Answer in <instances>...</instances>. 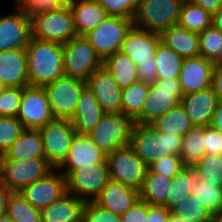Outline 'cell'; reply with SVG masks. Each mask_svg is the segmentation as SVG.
<instances>
[{
    "instance_id": "obj_5",
    "label": "cell",
    "mask_w": 222,
    "mask_h": 222,
    "mask_svg": "<svg viewBox=\"0 0 222 222\" xmlns=\"http://www.w3.org/2000/svg\"><path fill=\"white\" fill-rule=\"evenodd\" d=\"M134 120L122 113H105L87 134L106 156L114 150L129 146Z\"/></svg>"
},
{
    "instance_id": "obj_23",
    "label": "cell",
    "mask_w": 222,
    "mask_h": 222,
    "mask_svg": "<svg viewBox=\"0 0 222 222\" xmlns=\"http://www.w3.org/2000/svg\"><path fill=\"white\" fill-rule=\"evenodd\" d=\"M139 199V190L110 180L94 201L103 208L122 215Z\"/></svg>"
},
{
    "instance_id": "obj_10",
    "label": "cell",
    "mask_w": 222,
    "mask_h": 222,
    "mask_svg": "<svg viewBox=\"0 0 222 222\" xmlns=\"http://www.w3.org/2000/svg\"><path fill=\"white\" fill-rule=\"evenodd\" d=\"M110 180L137 190L142 188L148 166L129 145L114 150L106 156Z\"/></svg>"
},
{
    "instance_id": "obj_9",
    "label": "cell",
    "mask_w": 222,
    "mask_h": 222,
    "mask_svg": "<svg viewBox=\"0 0 222 222\" xmlns=\"http://www.w3.org/2000/svg\"><path fill=\"white\" fill-rule=\"evenodd\" d=\"M64 75L87 80L103 61L85 36H75L63 45Z\"/></svg>"
},
{
    "instance_id": "obj_50",
    "label": "cell",
    "mask_w": 222,
    "mask_h": 222,
    "mask_svg": "<svg viewBox=\"0 0 222 222\" xmlns=\"http://www.w3.org/2000/svg\"><path fill=\"white\" fill-rule=\"evenodd\" d=\"M137 66L138 80L147 84H154L157 80L156 61L141 62Z\"/></svg>"
},
{
    "instance_id": "obj_17",
    "label": "cell",
    "mask_w": 222,
    "mask_h": 222,
    "mask_svg": "<svg viewBox=\"0 0 222 222\" xmlns=\"http://www.w3.org/2000/svg\"><path fill=\"white\" fill-rule=\"evenodd\" d=\"M86 86L105 113H122V89L105 66L101 65L89 76Z\"/></svg>"
},
{
    "instance_id": "obj_33",
    "label": "cell",
    "mask_w": 222,
    "mask_h": 222,
    "mask_svg": "<svg viewBox=\"0 0 222 222\" xmlns=\"http://www.w3.org/2000/svg\"><path fill=\"white\" fill-rule=\"evenodd\" d=\"M150 125L157 131L174 133L181 136H184L189 130L194 128V125L181 105L156 118Z\"/></svg>"
},
{
    "instance_id": "obj_28",
    "label": "cell",
    "mask_w": 222,
    "mask_h": 222,
    "mask_svg": "<svg viewBox=\"0 0 222 222\" xmlns=\"http://www.w3.org/2000/svg\"><path fill=\"white\" fill-rule=\"evenodd\" d=\"M4 156L10 160L45 159L42 138L38 130L25 129Z\"/></svg>"
},
{
    "instance_id": "obj_1",
    "label": "cell",
    "mask_w": 222,
    "mask_h": 222,
    "mask_svg": "<svg viewBox=\"0 0 222 222\" xmlns=\"http://www.w3.org/2000/svg\"><path fill=\"white\" fill-rule=\"evenodd\" d=\"M26 51L28 86L44 87L64 76L63 44L31 37Z\"/></svg>"
},
{
    "instance_id": "obj_53",
    "label": "cell",
    "mask_w": 222,
    "mask_h": 222,
    "mask_svg": "<svg viewBox=\"0 0 222 222\" xmlns=\"http://www.w3.org/2000/svg\"><path fill=\"white\" fill-rule=\"evenodd\" d=\"M193 4L200 6L211 15L217 13L222 8V0H189Z\"/></svg>"
},
{
    "instance_id": "obj_14",
    "label": "cell",
    "mask_w": 222,
    "mask_h": 222,
    "mask_svg": "<svg viewBox=\"0 0 222 222\" xmlns=\"http://www.w3.org/2000/svg\"><path fill=\"white\" fill-rule=\"evenodd\" d=\"M17 119L25 129L39 130L54 119L43 87L26 86Z\"/></svg>"
},
{
    "instance_id": "obj_59",
    "label": "cell",
    "mask_w": 222,
    "mask_h": 222,
    "mask_svg": "<svg viewBox=\"0 0 222 222\" xmlns=\"http://www.w3.org/2000/svg\"><path fill=\"white\" fill-rule=\"evenodd\" d=\"M0 222H14L7 214L0 217Z\"/></svg>"
},
{
    "instance_id": "obj_54",
    "label": "cell",
    "mask_w": 222,
    "mask_h": 222,
    "mask_svg": "<svg viewBox=\"0 0 222 222\" xmlns=\"http://www.w3.org/2000/svg\"><path fill=\"white\" fill-rule=\"evenodd\" d=\"M210 126L222 133V100H219L217 103V107L213 113Z\"/></svg>"
},
{
    "instance_id": "obj_61",
    "label": "cell",
    "mask_w": 222,
    "mask_h": 222,
    "mask_svg": "<svg viewBox=\"0 0 222 222\" xmlns=\"http://www.w3.org/2000/svg\"><path fill=\"white\" fill-rule=\"evenodd\" d=\"M4 87L2 86V84L0 83V92L2 91Z\"/></svg>"
},
{
    "instance_id": "obj_37",
    "label": "cell",
    "mask_w": 222,
    "mask_h": 222,
    "mask_svg": "<svg viewBox=\"0 0 222 222\" xmlns=\"http://www.w3.org/2000/svg\"><path fill=\"white\" fill-rule=\"evenodd\" d=\"M170 213L184 217L188 222H217L212 213L193 195H188L182 203H177Z\"/></svg>"
},
{
    "instance_id": "obj_21",
    "label": "cell",
    "mask_w": 222,
    "mask_h": 222,
    "mask_svg": "<svg viewBox=\"0 0 222 222\" xmlns=\"http://www.w3.org/2000/svg\"><path fill=\"white\" fill-rule=\"evenodd\" d=\"M218 101V97L209 87L205 90L184 94L180 105L194 127H207L211 123Z\"/></svg>"
},
{
    "instance_id": "obj_2",
    "label": "cell",
    "mask_w": 222,
    "mask_h": 222,
    "mask_svg": "<svg viewBox=\"0 0 222 222\" xmlns=\"http://www.w3.org/2000/svg\"><path fill=\"white\" fill-rule=\"evenodd\" d=\"M183 136L155 130L150 124L133 125L130 146L149 167L160 157L180 156Z\"/></svg>"
},
{
    "instance_id": "obj_49",
    "label": "cell",
    "mask_w": 222,
    "mask_h": 222,
    "mask_svg": "<svg viewBox=\"0 0 222 222\" xmlns=\"http://www.w3.org/2000/svg\"><path fill=\"white\" fill-rule=\"evenodd\" d=\"M120 217L121 222H144L148 217V203L139 199Z\"/></svg>"
},
{
    "instance_id": "obj_45",
    "label": "cell",
    "mask_w": 222,
    "mask_h": 222,
    "mask_svg": "<svg viewBox=\"0 0 222 222\" xmlns=\"http://www.w3.org/2000/svg\"><path fill=\"white\" fill-rule=\"evenodd\" d=\"M111 16L133 19L140 0H96Z\"/></svg>"
},
{
    "instance_id": "obj_13",
    "label": "cell",
    "mask_w": 222,
    "mask_h": 222,
    "mask_svg": "<svg viewBox=\"0 0 222 222\" xmlns=\"http://www.w3.org/2000/svg\"><path fill=\"white\" fill-rule=\"evenodd\" d=\"M38 131L42 138L45 159L53 168H58L67 158L76 133L70 119L54 118Z\"/></svg>"
},
{
    "instance_id": "obj_19",
    "label": "cell",
    "mask_w": 222,
    "mask_h": 222,
    "mask_svg": "<svg viewBox=\"0 0 222 222\" xmlns=\"http://www.w3.org/2000/svg\"><path fill=\"white\" fill-rule=\"evenodd\" d=\"M214 64L203 56L184 59L179 83L182 94H190L211 87Z\"/></svg>"
},
{
    "instance_id": "obj_29",
    "label": "cell",
    "mask_w": 222,
    "mask_h": 222,
    "mask_svg": "<svg viewBox=\"0 0 222 222\" xmlns=\"http://www.w3.org/2000/svg\"><path fill=\"white\" fill-rule=\"evenodd\" d=\"M200 179V171L194 166H184L171 181L170 191L166 202L162 205L169 211L179 202H183L185 197L191 195V189L197 186Z\"/></svg>"
},
{
    "instance_id": "obj_38",
    "label": "cell",
    "mask_w": 222,
    "mask_h": 222,
    "mask_svg": "<svg viewBox=\"0 0 222 222\" xmlns=\"http://www.w3.org/2000/svg\"><path fill=\"white\" fill-rule=\"evenodd\" d=\"M6 214L14 222H41L40 210L28 203L19 191L10 193Z\"/></svg>"
},
{
    "instance_id": "obj_8",
    "label": "cell",
    "mask_w": 222,
    "mask_h": 222,
    "mask_svg": "<svg viewBox=\"0 0 222 222\" xmlns=\"http://www.w3.org/2000/svg\"><path fill=\"white\" fill-rule=\"evenodd\" d=\"M54 168L46 159L10 160L4 155L0 159V182L11 192L40 180Z\"/></svg>"
},
{
    "instance_id": "obj_32",
    "label": "cell",
    "mask_w": 222,
    "mask_h": 222,
    "mask_svg": "<svg viewBox=\"0 0 222 222\" xmlns=\"http://www.w3.org/2000/svg\"><path fill=\"white\" fill-rule=\"evenodd\" d=\"M154 57L157 68V79L179 78L184 58L161 40L156 47Z\"/></svg>"
},
{
    "instance_id": "obj_15",
    "label": "cell",
    "mask_w": 222,
    "mask_h": 222,
    "mask_svg": "<svg viewBox=\"0 0 222 222\" xmlns=\"http://www.w3.org/2000/svg\"><path fill=\"white\" fill-rule=\"evenodd\" d=\"M19 193L34 208L40 210L67 193L66 177L54 168L45 177L23 187Z\"/></svg>"
},
{
    "instance_id": "obj_36",
    "label": "cell",
    "mask_w": 222,
    "mask_h": 222,
    "mask_svg": "<svg viewBox=\"0 0 222 222\" xmlns=\"http://www.w3.org/2000/svg\"><path fill=\"white\" fill-rule=\"evenodd\" d=\"M149 88L150 84L140 81L122 88V114L134 120L142 111L144 101L148 96Z\"/></svg>"
},
{
    "instance_id": "obj_34",
    "label": "cell",
    "mask_w": 222,
    "mask_h": 222,
    "mask_svg": "<svg viewBox=\"0 0 222 222\" xmlns=\"http://www.w3.org/2000/svg\"><path fill=\"white\" fill-rule=\"evenodd\" d=\"M177 25L199 34L212 25V15L189 0H184Z\"/></svg>"
},
{
    "instance_id": "obj_25",
    "label": "cell",
    "mask_w": 222,
    "mask_h": 222,
    "mask_svg": "<svg viewBox=\"0 0 222 222\" xmlns=\"http://www.w3.org/2000/svg\"><path fill=\"white\" fill-rule=\"evenodd\" d=\"M104 114L105 112L98 104L94 94L86 86L70 122L77 134L87 135L99 123Z\"/></svg>"
},
{
    "instance_id": "obj_48",
    "label": "cell",
    "mask_w": 222,
    "mask_h": 222,
    "mask_svg": "<svg viewBox=\"0 0 222 222\" xmlns=\"http://www.w3.org/2000/svg\"><path fill=\"white\" fill-rule=\"evenodd\" d=\"M205 155H222V133L212 126L204 127Z\"/></svg>"
},
{
    "instance_id": "obj_42",
    "label": "cell",
    "mask_w": 222,
    "mask_h": 222,
    "mask_svg": "<svg viewBox=\"0 0 222 222\" xmlns=\"http://www.w3.org/2000/svg\"><path fill=\"white\" fill-rule=\"evenodd\" d=\"M200 56L213 61L222 47V32L210 25L199 33Z\"/></svg>"
},
{
    "instance_id": "obj_12",
    "label": "cell",
    "mask_w": 222,
    "mask_h": 222,
    "mask_svg": "<svg viewBox=\"0 0 222 222\" xmlns=\"http://www.w3.org/2000/svg\"><path fill=\"white\" fill-rule=\"evenodd\" d=\"M110 181L107 160L83 166L66 177L67 192L83 201H94Z\"/></svg>"
},
{
    "instance_id": "obj_47",
    "label": "cell",
    "mask_w": 222,
    "mask_h": 222,
    "mask_svg": "<svg viewBox=\"0 0 222 222\" xmlns=\"http://www.w3.org/2000/svg\"><path fill=\"white\" fill-rule=\"evenodd\" d=\"M15 2L17 7L33 14L44 10L57 9L68 3V0H15Z\"/></svg>"
},
{
    "instance_id": "obj_46",
    "label": "cell",
    "mask_w": 222,
    "mask_h": 222,
    "mask_svg": "<svg viewBox=\"0 0 222 222\" xmlns=\"http://www.w3.org/2000/svg\"><path fill=\"white\" fill-rule=\"evenodd\" d=\"M184 165L180 156L167 155L160 157L148 168L155 173L162 174L168 178H173L177 173L183 169Z\"/></svg>"
},
{
    "instance_id": "obj_51",
    "label": "cell",
    "mask_w": 222,
    "mask_h": 222,
    "mask_svg": "<svg viewBox=\"0 0 222 222\" xmlns=\"http://www.w3.org/2000/svg\"><path fill=\"white\" fill-rule=\"evenodd\" d=\"M170 214L164 206L148 204V217L144 222H168Z\"/></svg>"
},
{
    "instance_id": "obj_18",
    "label": "cell",
    "mask_w": 222,
    "mask_h": 222,
    "mask_svg": "<svg viewBox=\"0 0 222 222\" xmlns=\"http://www.w3.org/2000/svg\"><path fill=\"white\" fill-rule=\"evenodd\" d=\"M106 160V155L86 134L75 133L67 158L57 168L65 177L72 171Z\"/></svg>"
},
{
    "instance_id": "obj_3",
    "label": "cell",
    "mask_w": 222,
    "mask_h": 222,
    "mask_svg": "<svg viewBox=\"0 0 222 222\" xmlns=\"http://www.w3.org/2000/svg\"><path fill=\"white\" fill-rule=\"evenodd\" d=\"M29 15L31 18V37L34 39L64 45L77 36L68 3L57 9L44 10Z\"/></svg>"
},
{
    "instance_id": "obj_20",
    "label": "cell",
    "mask_w": 222,
    "mask_h": 222,
    "mask_svg": "<svg viewBox=\"0 0 222 222\" xmlns=\"http://www.w3.org/2000/svg\"><path fill=\"white\" fill-rule=\"evenodd\" d=\"M160 40V34L133 26L127 33L120 51L127 55L135 65L155 61L154 54Z\"/></svg>"
},
{
    "instance_id": "obj_27",
    "label": "cell",
    "mask_w": 222,
    "mask_h": 222,
    "mask_svg": "<svg viewBox=\"0 0 222 222\" xmlns=\"http://www.w3.org/2000/svg\"><path fill=\"white\" fill-rule=\"evenodd\" d=\"M160 37L163 43L184 59L200 56L198 33L176 25L164 30Z\"/></svg>"
},
{
    "instance_id": "obj_39",
    "label": "cell",
    "mask_w": 222,
    "mask_h": 222,
    "mask_svg": "<svg viewBox=\"0 0 222 222\" xmlns=\"http://www.w3.org/2000/svg\"><path fill=\"white\" fill-rule=\"evenodd\" d=\"M191 195L197 197L212 215L217 218L222 211V187L208 184L199 179L197 186L191 189Z\"/></svg>"
},
{
    "instance_id": "obj_16",
    "label": "cell",
    "mask_w": 222,
    "mask_h": 222,
    "mask_svg": "<svg viewBox=\"0 0 222 222\" xmlns=\"http://www.w3.org/2000/svg\"><path fill=\"white\" fill-rule=\"evenodd\" d=\"M0 16V51L26 48L31 38V18L20 7Z\"/></svg>"
},
{
    "instance_id": "obj_43",
    "label": "cell",
    "mask_w": 222,
    "mask_h": 222,
    "mask_svg": "<svg viewBox=\"0 0 222 222\" xmlns=\"http://www.w3.org/2000/svg\"><path fill=\"white\" fill-rule=\"evenodd\" d=\"M21 87H4L0 92V116L16 117L23 94Z\"/></svg>"
},
{
    "instance_id": "obj_41",
    "label": "cell",
    "mask_w": 222,
    "mask_h": 222,
    "mask_svg": "<svg viewBox=\"0 0 222 222\" xmlns=\"http://www.w3.org/2000/svg\"><path fill=\"white\" fill-rule=\"evenodd\" d=\"M25 130L24 126L12 116H0V154L4 155L10 146Z\"/></svg>"
},
{
    "instance_id": "obj_56",
    "label": "cell",
    "mask_w": 222,
    "mask_h": 222,
    "mask_svg": "<svg viewBox=\"0 0 222 222\" xmlns=\"http://www.w3.org/2000/svg\"><path fill=\"white\" fill-rule=\"evenodd\" d=\"M212 25L222 32V8L212 15Z\"/></svg>"
},
{
    "instance_id": "obj_7",
    "label": "cell",
    "mask_w": 222,
    "mask_h": 222,
    "mask_svg": "<svg viewBox=\"0 0 222 222\" xmlns=\"http://www.w3.org/2000/svg\"><path fill=\"white\" fill-rule=\"evenodd\" d=\"M133 26L132 19L108 15L84 36L94 47L99 58L104 61L108 56L121 50L122 43Z\"/></svg>"
},
{
    "instance_id": "obj_58",
    "label": "cell",
    "mask_w": 222,
    "mask_h": 222,
    "mask_svg": "<svg viewBox=\"0 0 222 222\" xmlns=\"http://www.w3.org/2000/svg\"><path fill=\"white\" fill-rule=\"evenodd\" d=\"M212 62L214 66H222V47L219 51L218 56Z\"/></svg>"
},
{
    "instance_id": "obj_44",
    "label": "cell",
    "mask_w": 222,
    "mask_h": 222,
    "mask_svg": "<svg viewBox=\"0 0 222 222\" xmlns=\"http://www.w3.org/2000/svg\"><path fill=\"white\" fill-rule=\"evenodd\" d=\"M82 220L83 222H121V217L95 201H87L84 205Z\"/></svg>"
},
{
    "instance_id": "obj_4",
    "label": "cell",
    "mask_w": 222,
    "mask_h": 222,
    "mask_svg": "<svg viewBox=\"0 0 222 222\" xmlns=\"http://www.w3.org/2000/svg\"><path fill=\"white\" fill-rule=\"evenodd\" d=\"M184 0H140L133 25L141 30L161 34L176 26Z\"/></svg>"
},
{
    "instance_id": "obj_6",
    "label": "cell",
    "mask_w": 222,
    "mask_h": 222,
    "mask_svg": "<svg viewBox=\"0 0 222 222\" xmlns=\"http://www.w3.org/2000/svg\"><path fill=\"white\" fill-rule=\"evenodd\" d=\"M182 97L179 78L157 79L154 84H150L142 111L134 122L150 124L156 118L179 106Z\"/></svg>"
},
{
    "instance_id": "obj_30",
    "label": "cell",
    "mask_w": 222,
    "mask_h": 222,
    "mask_svg": "<svg viewBox=\"0 0 222 222\" xmlns=\"http://www.w3.org/2000/svg\"><path fill=\"white\" fill-rule=\"evenodd\" d=\"M171 181V178L152 172L148 168L142 188L139 190L140 199L149 205L162 206L168 197Z\"/></svg>"
},
{
    "instance_id": "obj_31",
    "label": "cell",
    "mask_w": 222,
    "mask_h": 222,
    "mask_svg": "<svg viewBox=\"0 0 222 222\" xmlns=\"http://www.w3.org/2000/svg\"><path fill=\"white\" fill-rule=\"evenodd\" d=\"M103 66L112 73L121 89L139 81L137 66L121 51L108 56L103 61Z\"/></svg>"
},
{
    "instance_id": "obj_40",
    "label": "cell",
    "mask_w": 222,
    "mask_h": 222,
    "mask_svg": "<svg viewBox=\"0 0 222 222\" xmlns=\"http://www.w3.org/2000/svg\"><path fill=\"white\" fill-rule=\"evenodd\" d=\"M200 171V178L208 184L222 187V155H204L195 165Z\"/></svg>"
},
{
    "instance_id": "obj_22",
    "label": "cell",
    "mask_w": 222,
    "mask_h": 222,
    "mask_svg": "<svg viewBox=\"0 0 222 222\" xmlns=\"http://www.w3.org/2000/svg\"><path fill=\"white\" fill-rule=\"evenodd\" d=\"M0 83L3 87L28 86L26 48L0 51Z\"/></svg>"
},
{
    "instance_id": "obj_24",
    "label": "cell",
    "mask_w": 222,
    "mask_h": 222,
    "mask_svg": "<svg viewBox=\"0 0 222 222\" xmlns=\"http://www.w3.org/2000/svg\"><path fill=\"white\" fill-rule=\"evenodd\" d=\"M68 5L78 36L87 34L108 16L106 10L96 0H68Z\"/></svg>"
},
{
    "instance_id": "obj_35",
    "label": "cell",
    "mask_w": 222,
    "mask_h": 222,
    "mask_svg": "<svg viewBox=\"0 0 222 222\" xmlns=\"http://www.w3.org/2000/svg\"><path fill=\"white\" fill-rule=\"evenodd\" d=\"M204 155V127H194L183 136L180 157L184 166H194Z\"/></svg>"
},
{
    "instance_id": "obj_26",
    "label": "cell",
    "mask_w": 222,
    "mask_h": 222,
    "mask_svg": "<svg viewBox=\"0 0 222 222\" xmlns=\"http://www.w3.org/2000/svg\"><path fill=\"white\" fill-rule=\"evenodd\" d=\"M85 203L67 192L60 199L40 209L41 222H80Z\"/></svg>"
},
{
    "instance_id": "obj_55",
    "label": "cell",
    "mask_w": 222,
    "mask_h": 222,
    "mask_svg": "<svg viewBox=\"0 0 222 222\" xmlns=\"http://www.w3.org/2000/svg\"><path fill=\"white\" fill-rule=\"evenodd\" d=\"M11 191L0 182V217L6 214L7 199Z\"/></svg>"
},
{
    "instance_id": "obj_52",
    "label": "cell",
    "mask_w": 222,
    "mask_h": 222,
    "mask_svg": "<svg viewBox=\"0 0 222 222\" xmlns=\"http://www.w3.org/2000/svg\"><path fill=\"white\" fill-rule=\"evenodd\" d=\"M211 88L218 100H222V66H214Z\"/></svg>"
},
{
    "instance_id": "obj_60",
    "label": "cell",
    "mask_w": 222,
    "mask_h": 222,
    "mask_svg": "<svg viewBox=\"0 0 222 222\" xmlns=\"http://www.w3.org/2000/svg\"><path fill=\"white\" fill-rule=\"evenodd\" d=\"M217 222H222V213L216 218Z\"/></svg>"
},
{
    "instance_id": "obj_11",
    "label": "cell",
    "mask_w": 222,
    "mask_h": 222,
    "mask_svg": "<svg viewBox=\"0 0 222 222\" xmlns=\"http://www.w3.org/2000/svg\"><path fill=\"white\" fill-rule=\"evenodd\" d=\"M85 87V80L65 75L44 86L53 117L71 119Z\"/></svg>"
},
{
    "instance_id": "obj_57",
    "label": "cell",
    "mask_w": 222,
    "mask_h": 222,
    "mask_svg": "<svg viewBox=\"0 0 222 222\" xmlns=\"http://www.w3.org/2000/svg\"><path fill=\"white\" fill-rule=\"evenodd\" d=\"M168 222H188V221L184 217H179L177 215L170 214Z\"/></svg>"
}]
</instances>
